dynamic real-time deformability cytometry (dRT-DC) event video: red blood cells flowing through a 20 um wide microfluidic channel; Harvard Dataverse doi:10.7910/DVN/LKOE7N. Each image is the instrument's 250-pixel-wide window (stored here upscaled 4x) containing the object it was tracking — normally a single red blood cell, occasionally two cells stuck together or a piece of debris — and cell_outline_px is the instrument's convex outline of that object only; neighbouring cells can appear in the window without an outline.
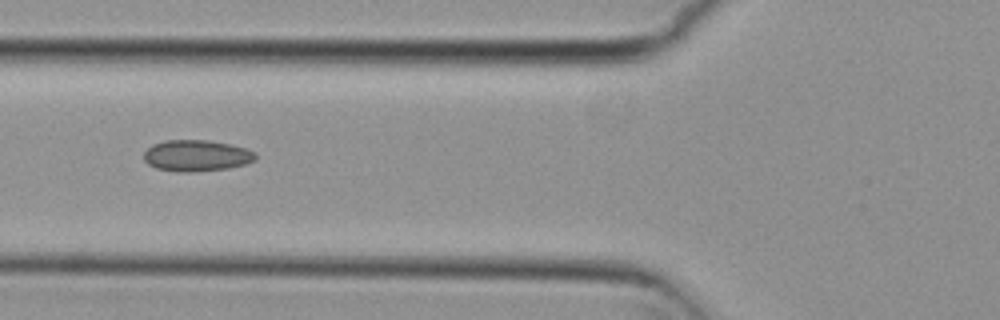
{"species": "common noctule bat (a hibernating species)", "species_latin": "Nyctalus noctula", "temperature_condition": "cold", "stored_images_in_passage": 5, "camera_frame_rate_fps": 3000, "um_per_image_px": 0.085, "animal": {"sex": "female", "body_mass_g": 29.2, "forearm_length_mm": 56.3}, "frame": {"image": 1, "passage_image": 3, "time_ms": 0.667, "image_size_px": [1000, 320], "cell_outline_px": [[256, 160], [244, 164], [228, 168], [192, 172], [176, 172], [156, 168], [148, 164], [144, 160], [144, 152], [152, 144], [164, 140], [208, 140], [228, 144], [244, 148], [256, 152]], "centroid_in_image_um": [16.68, 13.23], "position_along_channel_um": 109.1, "area_um2": 20.4}}
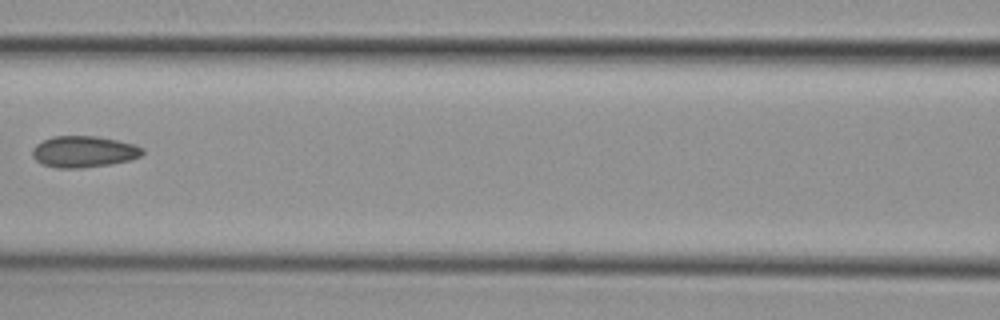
{"frame": {"image": 2, "passage_image": 4, "time_ms": 1.0, "image_size_px": [1000, 320], "cell_outline_px": [[144, 152], [140, 156], [132, 160], [112, 164], [80, 168], [56, 168], [40, 164], [32, 156], [32, 148], [36, 144], [52, 136], [96, 136], [136, 144], [144, 148]], "centroid_in_image_um": [7.12, 12.9], "position_along_channel_um": 159.5, "area_um2": 20.4}}
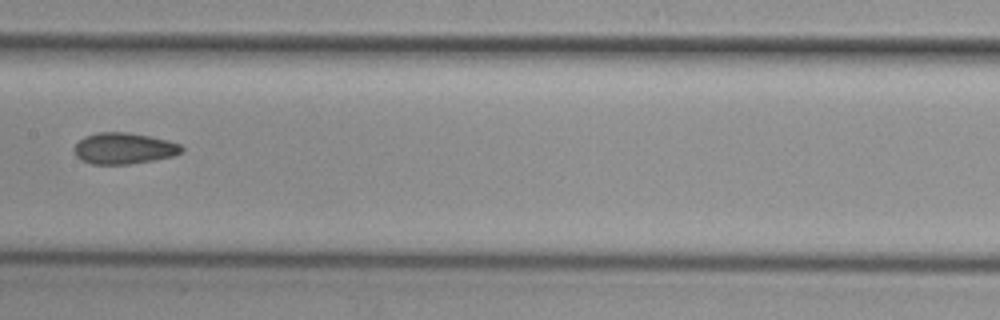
{"frame": {"image": 3, "passage_image": 5, "time_ms": 1.333, "image_size_px": [1000, 320], "cell_outline_px": [[184, 152], [176, 156], [128, 164], [92, 164], [80, 160], [76, 156], [72, 148], [84, 136], [96, 132], [128, 132], [168, 140], [180, 144], [184, 148]], "centroid_in_image_um": [10.53, 12.61], "position_along_channel_um": 196.9, "area_um2": 19.77}}